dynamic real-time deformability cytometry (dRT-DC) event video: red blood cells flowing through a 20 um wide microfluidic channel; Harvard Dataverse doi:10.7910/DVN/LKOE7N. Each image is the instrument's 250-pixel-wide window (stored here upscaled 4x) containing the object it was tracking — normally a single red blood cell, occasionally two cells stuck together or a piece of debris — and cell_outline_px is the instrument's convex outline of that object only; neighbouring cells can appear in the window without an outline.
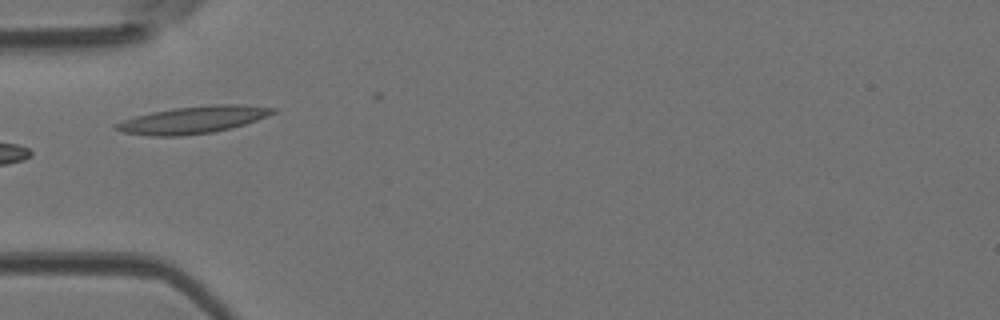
{"species": "Egyptian fruit bat (a non-hibernating species)", "species_latin": "Rousettus aegyptiacus", "temperature_condition": "room temperature", "stored_images_in_passage": 4, "camera_frame_rate_fps": 3000, "um_per_image_px": 0.085, "animal": {"sex": "female"}, "frame": {"image": 1, "passage_image": 3, "time_ms": 0.667, "image_size_px": [1000, 320], "cell_outline_px": [[276, 112], [268, 116], [232, 128], [212, 132], [180, 136], [152, 136], [120, 132], [112, 128], [112, 124], [136, 116], [152, 112], [176, 108], [220, 104], [244, 104], [276, 108]], "centroid_in_image_um": [16.4, 10.19], "position_along_channel_um": 68.6, "area_um2": 24.8}}